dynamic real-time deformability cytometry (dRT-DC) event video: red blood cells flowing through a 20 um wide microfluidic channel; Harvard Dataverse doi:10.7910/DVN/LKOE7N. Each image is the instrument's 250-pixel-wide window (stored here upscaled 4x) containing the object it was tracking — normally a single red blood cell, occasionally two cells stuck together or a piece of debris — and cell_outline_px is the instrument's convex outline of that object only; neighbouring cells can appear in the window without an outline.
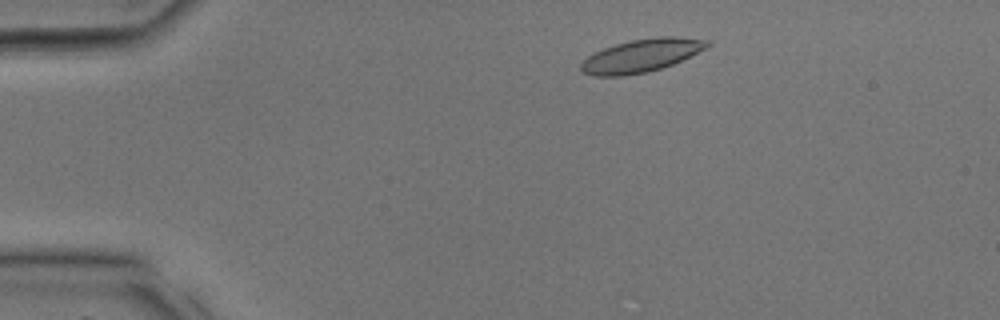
{"species": "common noctule bat (a hibernating species)", "species_latin": "Nyctalus noctula", "temperature_condition": "room temperature", "stored_images_in_passage": 18, "camera_frame_rate_fps": 3000, "um_per_image_px": 0.085, "animal": {"sex": "male", "body_mass_g": 17.9, "forearm_length_mm": 54.2}, "frame": {"image": 1, "passage_image": 3, "time_ms": 0.667, "image_size_px": [1000, 320], "cell_outline_px": [[712, 44], [708, 48], [672, 64], [648, 72], [624, 76], [596, 76], [584, 72], [580, 68], [580, 64], [588, 56], [604, 48], [616, 44], [632, 40], [656, 36], [672, 36], [708, 40]], "centroid_in_image_um": [54.55, 4.72], "position_along_channel_um": 30.5, "area_um2": 24.16}}
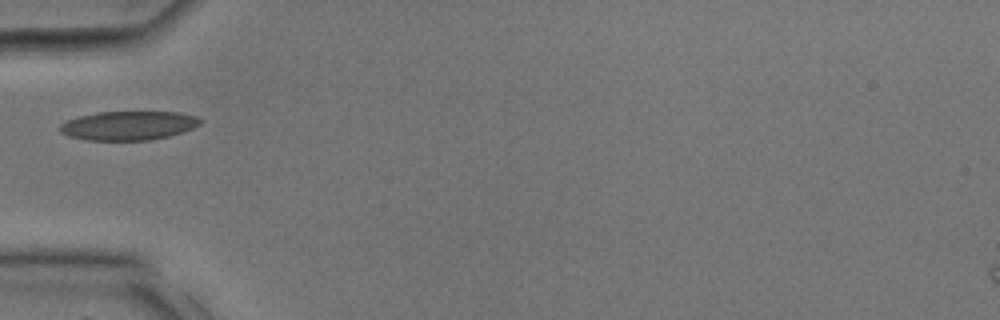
{"frame": {"image": 2, "passage_image": 8, "time_ms": 2.333, "image_size_px": [1000, 320], "cell_outline_px": [[204, 120], [200, 124], [192, 128], [168, 136], [152, 140], [84, 140], [68, 136], [60, 132], [60, 124], [68, 120], [80, 116], [96, 112], [180, 112], [196, 116]], "centroid_in_image_um": [10.92, 10.67], "position_along_channel_um": 74.1, "area_um2": 23.7}}
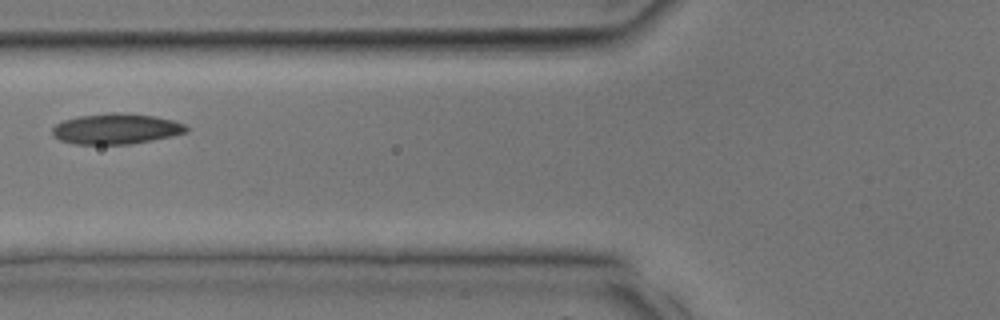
{"frame": {"image": 3, "passage_image": 10, "time_ms": 3.0, "image_size_px": [1000, 320], "cell_outline_px": [[188, 132], [172, 136], [132, 144], [72, 144], [60, 140], [52, 136], [52, 128], [56, 124], [64, 120], [80, 116], [152, 116], [172, 120], [184, 124], [188, 128]], "centroid_in_image_um": [9.85, 11.02], "position_along_channel_um": 116.0, "area_um2": 22.72}}